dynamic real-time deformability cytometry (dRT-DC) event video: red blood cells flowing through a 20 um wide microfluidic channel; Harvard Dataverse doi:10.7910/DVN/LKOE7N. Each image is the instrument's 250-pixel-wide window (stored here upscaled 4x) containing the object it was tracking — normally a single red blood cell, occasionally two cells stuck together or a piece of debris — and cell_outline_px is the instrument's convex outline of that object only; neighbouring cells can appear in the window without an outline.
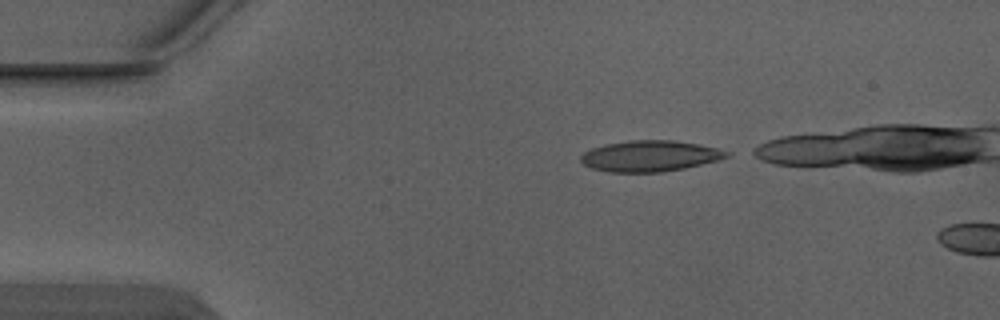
{"species": "Egyptian fruit bat (a non-hibernating species)", "species_latin": "Rousettus aegyptiacus", "temperature_condition": "warm", "stored_images_in_passage": 2, "camera_frame_rate_fps": 3000, "um_per_image_px": 0.085, "animal": {"sex": "male"}, "frame": {"image": 1, "passage_image": 1, "time_ms": 0.0, "image_size_px": [1000, 320], "cell_outline_px": [[732, 156], [720, 160], [684, 168], [660, 172], [608, 172], [592, 168], [584, 164], [580, 160], [580, 156], [584, 152], [592, 148], [604, 144], [628, 140], [672, 140], [700, 144], [732, 152]], "centroid_in_image_um": [55.28, 13.25], "position_along_channel_um": 29.7, "area_um2": 26.53}}